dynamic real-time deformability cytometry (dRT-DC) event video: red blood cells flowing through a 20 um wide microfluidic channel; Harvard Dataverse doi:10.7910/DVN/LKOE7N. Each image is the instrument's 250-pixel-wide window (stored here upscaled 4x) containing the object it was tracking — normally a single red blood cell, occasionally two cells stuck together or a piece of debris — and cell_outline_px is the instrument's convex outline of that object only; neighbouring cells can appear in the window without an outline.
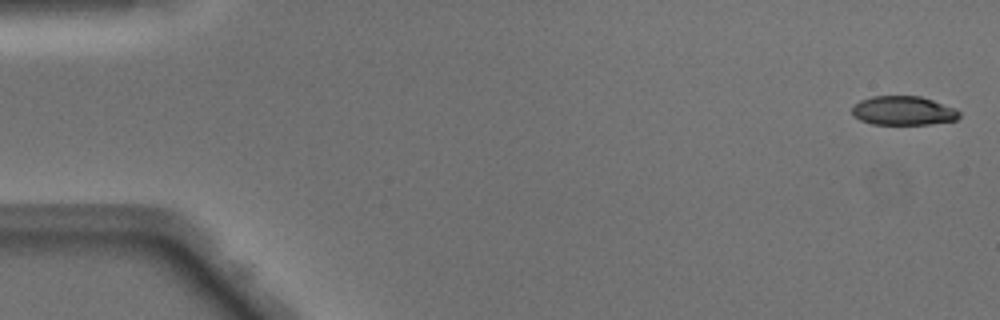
{"species": "Egyptian fruit bat (a non-hibernating species)", "species_latin": "Rousettus aegyptiacus", "temperature_condition": "warm", "stored_images_in_passage": 48, "camera_frame_rate_fps": 3000, "um_per_image_px": 0.085, "animal": {"sex": "male"}, "frame": {"image": 1, "passage_image": 1, "time_ms": 0.0, "image_size_px": [1000, 320], "cell_outline_px": [[960, 116], [956, 120], [928, 124], [872, 124], [860, 120], [852, 116], [852, 108], [860, 100], [872, 96], [920, 96], [956, 108], [960, 112]], "centroid_in_image_um": [76.77, 9.41], "position_along_channel_um": 8.2, "area_um2": 18.15}}
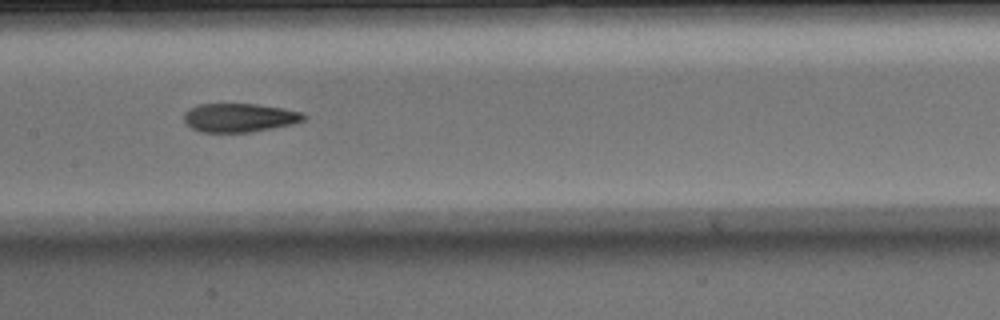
{"frame": {"image": 2, "passage_image": 24, "time_ms": 7.667, "image_size_px": [1000, 320], "cell_outline_px": [[308, 116], [304, 120], [292, 124], [272, 128], [248, 132], [200, 132], [192, 128], [184, 120], [184, 116], [196, 104], [256, 104], [284, 108], [300, 112]], "centroid_in_image_um": [20.38, 10.0], "position_along_channel_um": 187.0, "area_um2": 19.83}}
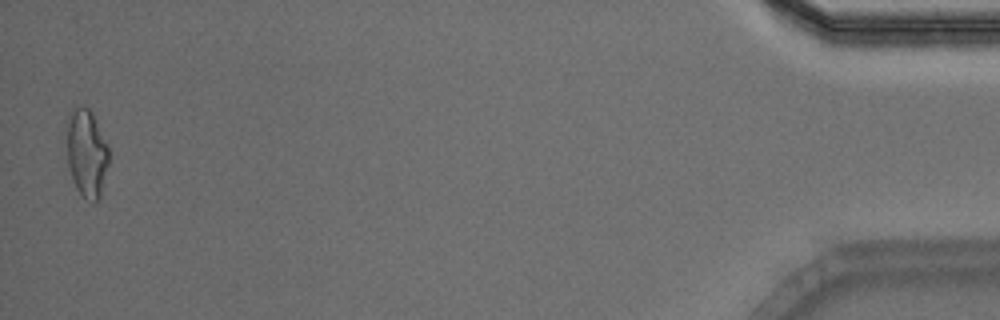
{"frame": {"image": 3, "passage_image": 48, "time_ms": 15.667, "image_size_px": [1000, 320], "cell_outline_px": [[108, 164], [100, 196], [96, 204], [92, 204], [76, 188], [72, 180], [68, 164], [68, 112], [76, 108], [88, 108], [92, 112], [108, 144]], "centroid_in_image_um": [7.38, 13.05], "position_along_channel_um": 427.8, "area_um2": 21.33}, "authors_computed_cell_mechanics": {"area_um2": 20.2878, "velocity_mm_per_s": 4.1389, "shape_relaxation_time_tau1_ms": 6.8285, "shape_relaxation_time_tau2_ms": 2.1383, "deformation_change_tau1": 0.2338, "deformation_change_tau2": 0.1073}}